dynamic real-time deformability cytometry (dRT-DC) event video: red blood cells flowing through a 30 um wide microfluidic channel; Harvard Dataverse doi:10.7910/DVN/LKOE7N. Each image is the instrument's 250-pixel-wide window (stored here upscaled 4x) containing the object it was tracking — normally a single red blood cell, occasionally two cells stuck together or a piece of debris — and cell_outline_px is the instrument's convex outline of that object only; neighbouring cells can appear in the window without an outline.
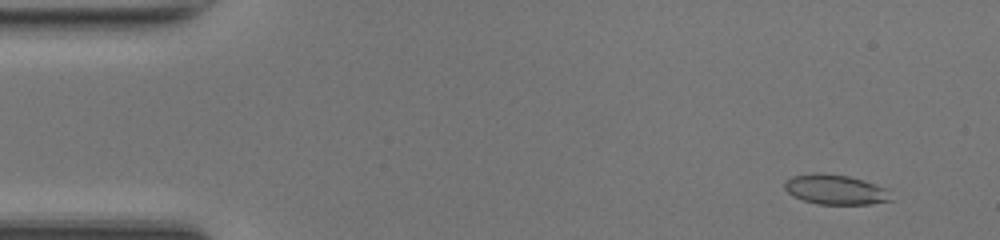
{"species": "common noctule bat (a hibernating species)", "species_latin": "Nyctalus noctula", "temperature_condition": "room temperature", "stored_images_in_passage": 37, "camera_frame_rate_fps": 3000, "um_per_image_px": 0.085, "animal": {"sex": "female", "body_mass_g": 17.0, "forearm_length_mm": 48.0}, "frame": {"image": 1, "passage_image": 4, "time_ms": 1.0, "image_size_px": [1000, 240], "cell_outline_px": [[892, 200], [872, 204], [820, 204], [804, 200], [792, 196], [784, 188], [784, 180], [792, 176], [816, 172], [848, 176], [864, 180], [876, 184], [884, 188]], "centroid_in_image_um": [70.96, 16.1], "position_along_channel_um": 14.0, "area_um2": 18.44}}
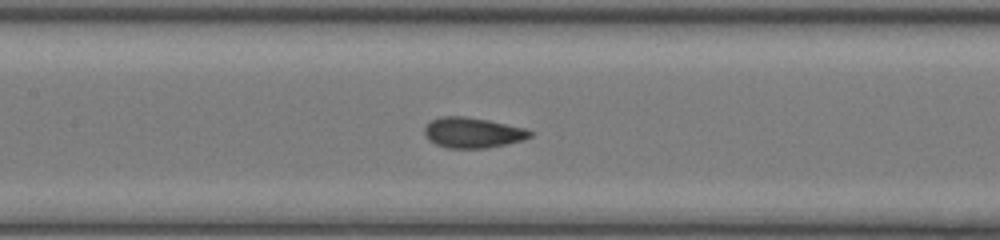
{"frame": {"image": 2, "passage_image": 23, "time_ms": 7.333, "image_size_px": [1000, 240], "cell_outline_px": [[532, 136], [524, 140], [508, 144], [488, 148], [448, 148], [436, 144], [428, 140], [424, 132], [424, 128], [428, 120], [440, 116], [464, 116], [488, 120], [528, 128], [532, 132]], "centroid_in_image_um": [40.18, 11.27], "position_along_channel_um": 167.2, "area_um2": 19.07}}
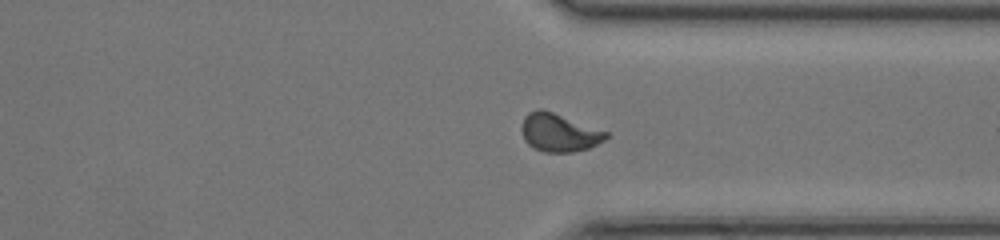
{"frame": {"image": 3, "passage_image": 37, "time_ms": 12.0, "image_size_px": [1000, 240], "cell_outline_px": [[608, 136], [604, 140], [588, 148], [572, 152], [544, 152], [528, 144], [524, 140], [520, 128], [524, 116], [528, 112], [536, 108], [540, 108], [552, 112], [608, 132]], "centroid_in_image_um": [47.47, 11.26], "position_along_channel_um": 363.9, "area_um2": 18.61}, "authors_computed_cell_mechanics": {"area_um2": 18.7272, "velocity_mm_per_s": 4.2237, "shape_relaxation_time_tau1_ms": 7.5772, "shape_relaxation_time_tau2_ms": null, "deformation_change_tau1": 0.1888, "deformation_change_tau2": null}}